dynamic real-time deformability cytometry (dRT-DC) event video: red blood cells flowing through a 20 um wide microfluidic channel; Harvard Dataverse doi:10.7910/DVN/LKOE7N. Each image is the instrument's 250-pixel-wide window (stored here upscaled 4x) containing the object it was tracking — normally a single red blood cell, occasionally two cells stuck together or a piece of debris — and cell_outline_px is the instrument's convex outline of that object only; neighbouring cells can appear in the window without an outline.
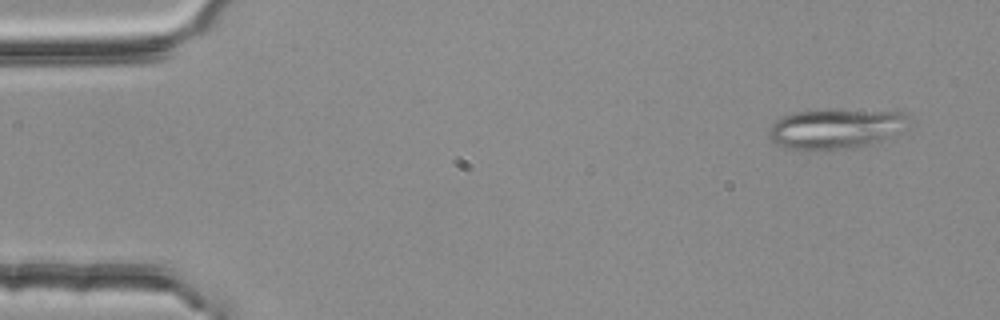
{"species": "common noctule bat (a hibernating species)", "species_latin": "Nyctalus noctula", "temperature_condition": "room temperature", "stored_images_in_passage": 2, "camera_frame_rate_fps": 3000, "um_per_image_px": 0.085, "animal": {"sex": "female", "body_mass_g": 25.1}, "frame": {"image": 1, "passage_image": 2, "time_ms": 0.333, "image_size_px": [1000, 320], "cell_outline_px": [[908, 128], [880, 140], [856, 148], [812, 152], [784, 148], [776, 144], [768, 136], [768, 128], [776, 120], [792, 112], [900, 112], [908, 116]], "centroid_in_image_um": [70.95, 11.02], "position_along_channel_um": 14.1, "area_um2": 32.08}}